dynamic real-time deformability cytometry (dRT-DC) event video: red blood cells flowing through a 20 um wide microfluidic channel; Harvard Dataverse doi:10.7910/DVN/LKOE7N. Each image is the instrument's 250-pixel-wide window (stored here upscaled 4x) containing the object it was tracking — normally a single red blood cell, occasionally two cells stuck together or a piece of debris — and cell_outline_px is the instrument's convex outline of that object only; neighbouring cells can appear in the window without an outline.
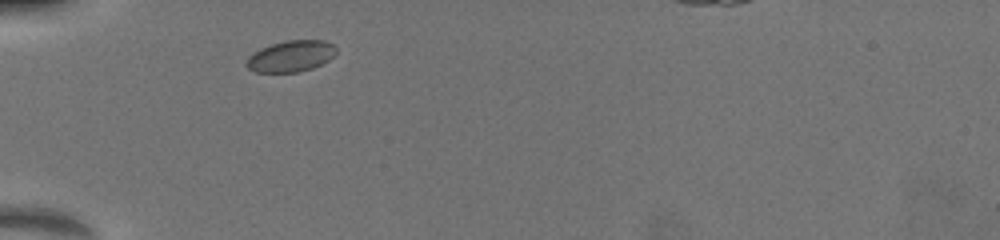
{"species": "common noctule bat (a hibernating species)", "species_latin": "Nyctalus noctula", "temperature_condition": "warm", "stored_images_in_passage": 46, "camera_frame_rate_fps": 3000, "um_per_image_px": 0.085, "animal": {"sex": "female", "body_mass_g": 19.5, "forearm_length_mm": 54.1}, "frame": {"image": 1, "passage_image": 1, "time_ms": 0.0, "image_size_px": [1000, 240], "cell_outline_px": [[336, 52], [328, 60], [312, 68], [296, 72], [256, 72], [248, 68], [244, 64], [248, 56], [252, 52], [260, 48], [284, 40], [324, 40], [332, 44], [336, 48]], "centroid_in_image_um": [24.68, 4.77], "position_along_channel_um": 60.3, "area_um2": 16.36}}